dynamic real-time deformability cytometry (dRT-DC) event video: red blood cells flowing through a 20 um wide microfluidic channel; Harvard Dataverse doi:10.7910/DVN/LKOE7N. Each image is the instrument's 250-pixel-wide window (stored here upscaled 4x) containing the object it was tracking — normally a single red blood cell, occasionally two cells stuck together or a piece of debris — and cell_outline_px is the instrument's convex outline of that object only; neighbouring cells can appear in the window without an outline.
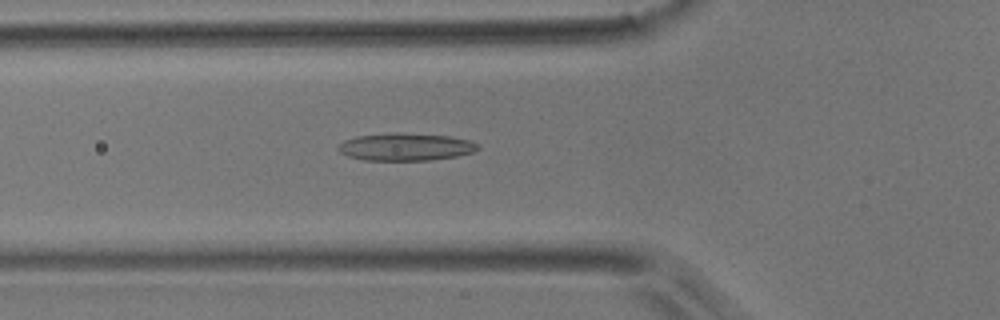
{"species": "common noctule bat (a hibernating species)", "species_latin": "Nyctalus noctula", "temperature_condition": "room temperature", "stored_images_in_passage": 54, "camera_frame_rate_fps": 3000, "um_per_image_px": 0.085, "animal": {"sex": "male", "body_mass_g": 17.9}, "frame": {"image": 1, "passage_image": 19, "time_ms": 6.0, "image_size_px": [1000, 320], "cell_outline_px": [[480, 148], [472, 152], [456, 156], [428, 160], [364, 160], [348, 156], [340, 152], [336, 148], [344, 140], [356, 136], [396, 132], [448, 136], [472, 140], [480, 144]], "centroid_in_image_um": [34.49, 12.48], "position_along_channel_um": 91.3, "area_um2": 22.43}}
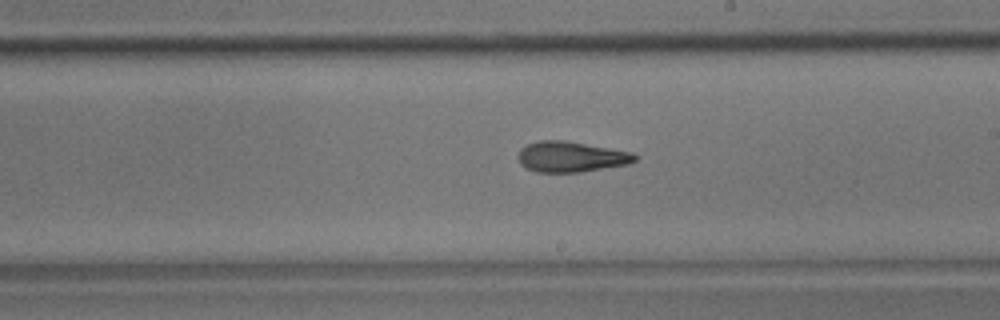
{"frame": {"image": 2, "passage_image": 31, "time_ms": 10.0, "image_size_px": [1000, 320], "cell_outline_px": [[636, 160], [628, 164], [580, 172], [536, 172], [524, 168], [520, 164], [516, 156], [520, 148], [528, 144], [540, 140], [564, 140], [632, 152], [636, 156]], "centroid_in_image_um": [48.47, 13.33], "position_along_channel_um": 240.5, "area_um2": 20.87}}
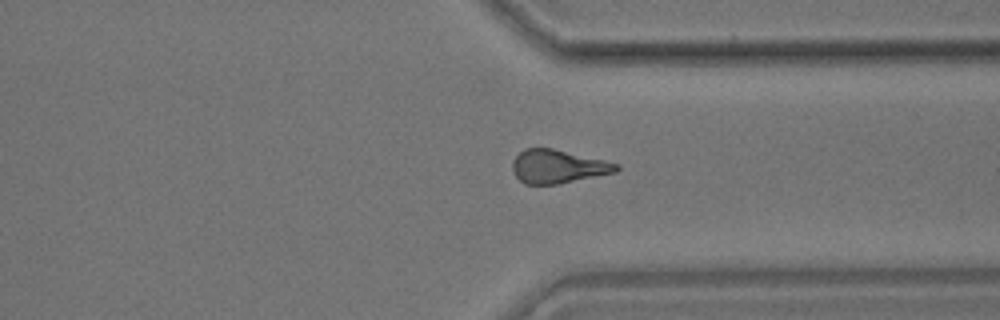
{"frame": {"image": 3, "passage_image": 41, "time_ms": 13.333, "image_size_px": [1000, 320], "cell_outline_px": [[620, 168], [616, 172], [556, 184], [524, 184], [516, 176], [512, 168], [512, 164], [516, 156], [524, 148], [552, 148], [604, 160], [620, 164]], "centroid_in_image_um": [47.42, 14.15], "position_along_channel_um": 364.0, "area_um2": 20.06}, "authors_computed_cell_mechanics": {"area_um2": 20.6924, "velocity_mm_per_s": 3.7088, "shape_relaxation_time_tau1_ms": 8.1076, "shape_relaxation_time_tau2_ms": 2.0388, "deformation_change_tau1": 0.2035, "deformation_change_tau2": 0.1128}}